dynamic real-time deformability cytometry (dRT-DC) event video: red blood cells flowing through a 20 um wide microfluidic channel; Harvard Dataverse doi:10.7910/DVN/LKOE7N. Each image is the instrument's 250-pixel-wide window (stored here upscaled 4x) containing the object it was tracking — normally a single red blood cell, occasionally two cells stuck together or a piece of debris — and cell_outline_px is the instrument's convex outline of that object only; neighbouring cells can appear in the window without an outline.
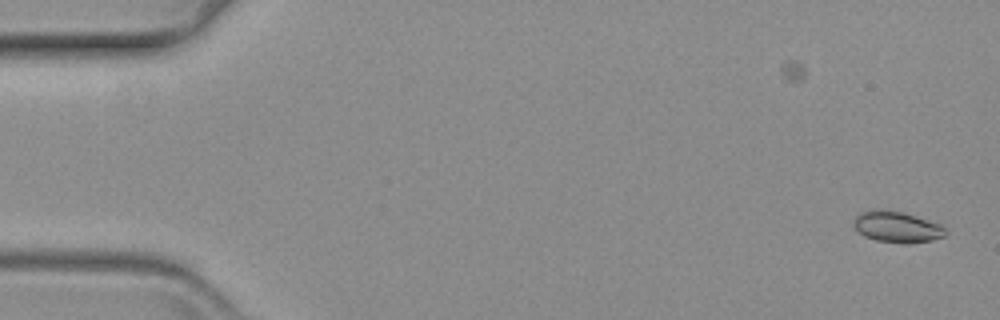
{"species": "common noctule bat (a hibernating species)", "species_latin": "Nyctalus noctula", "temperature_condition": "warm", "stored_images_in_passage": 60, "camera_frame_rate_fps": 3000, "um_per_image_px": 0.085, "animal": {"sex": "female", "body_mass_g": 19.3, "forearm_length_mm": 54.1}, "frame": {"image": 1, "passage_image": 1, "time_ms": 0.0, "image_size_px": [1000, 320], "cell_outline_px": [[948, 232], [944, 236], [932, 240], [908, 244], [904, 244], [876, 240], [864, 236], [852, 224], [852, 220], [860, 212], [872, 208], [884, 208], [904, 212], [940, 224]], "centroid_in_image_um": [76.21, 19.26], "position_along_channel_um": 8.8, "area_um2": 16.99}}
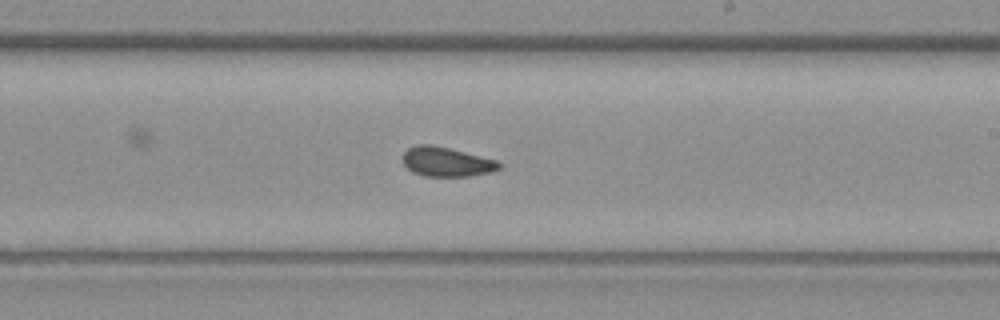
{"frame": {"image": 2, "passage_image": 35, "time_ms": 11.333, "image_size_px": [1000, 320], "cell_outline_px": [[500, 168], [492, 172], [468, 176], [424, 176], [412, 172], [404, 164], [404, 152], [408, 148], [416, 144], [428, 144], [448, 148], [496, 160], [500, 164]], "centroid_in_image_um": [37.93, 13.76], "position_along_channel_um": 251.1, "area_um2": 16.3}}
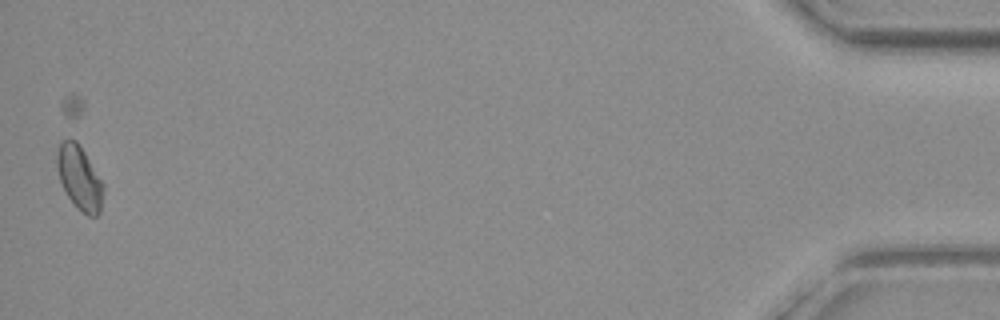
{"frame": {"image": 3, "passage_image": 59, "time_ms": 19.333, "image_size_px": [1000, 320], "cell_outline_px": [[104, 192], [100, 212], [96, 216], [88, 216], [76, 208], [68, 196], [60, 180], [56, 164], [56, 156], [60, 140], [76, 140], [84, 152], [104, 184]], "centroid_in_image_um": [6.76, 15.13], "position_along_channel_um": 428.4, "area_um2": 17.22}}